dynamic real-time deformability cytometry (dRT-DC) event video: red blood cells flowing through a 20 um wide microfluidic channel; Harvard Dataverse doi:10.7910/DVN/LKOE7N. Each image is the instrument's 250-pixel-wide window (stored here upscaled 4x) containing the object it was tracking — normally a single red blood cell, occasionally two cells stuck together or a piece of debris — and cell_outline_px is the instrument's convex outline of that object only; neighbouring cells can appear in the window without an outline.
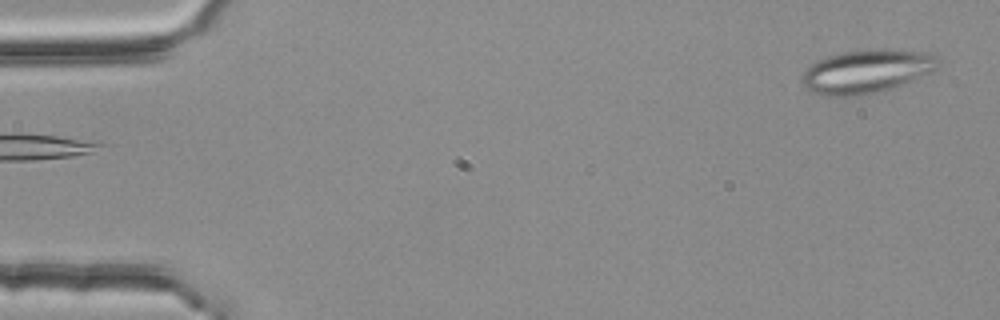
{"species": "common noctule bat (a hibernating species)", "species_latin": "Nyctalus noctula", "temperature_condition": "room temperature", "stored_images_in_passage": 2, "camera_frame_rate_fps": 3000, "um_per_image_px": 0.085, "animal": {"sex": "female", "body_mass_g": 25.1}, "frame": {"image": 1, "passage_image": 2, "time_ms": 0.333, "image_size_px": [1000, 320], "cell_outline_px": [[940, 64], [932, 72], [884, 92], [860, 96], [820, 96], [808, 92], [800, 80], [804, 72], [816, 60], [828, 56], [844, 52], [876, 48], [884, 48], [924, 52], [936, 56]], "centroid_in_image_um": [73.64, 6.09], "position_along_channel_um": 11.4, "area_um2": 35.14}}